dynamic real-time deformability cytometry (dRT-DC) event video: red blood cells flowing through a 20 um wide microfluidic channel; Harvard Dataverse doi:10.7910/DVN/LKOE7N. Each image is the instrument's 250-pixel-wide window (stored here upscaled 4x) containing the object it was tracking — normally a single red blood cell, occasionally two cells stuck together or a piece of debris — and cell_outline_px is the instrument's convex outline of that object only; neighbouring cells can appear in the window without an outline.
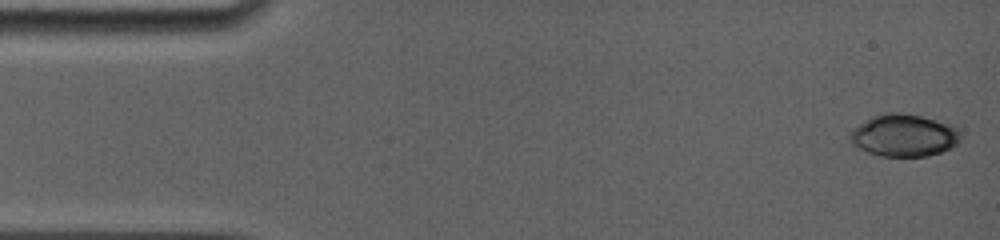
{"species": "common noctule bat (a hibernating species)", "species_latin": "Nyctalus noctula", "temperature_condition": "room temperature", "stored_images_in_passage": 65, "camera_frame_rate_fps": 5000, "um_per_image_px": 0.085, "animal": {"sex": "female", "body_mass_g": 19.0, "forearm_length_mm": 56.7}, "frame": {"image": 1, "passage_image": 1, "time_ms": 0.0, "image_size_px": [1000, 240], "cell_outline_px": [[960, 140], [956, 144], [940, 152], [928, 156], [880, 156], [868, 152], [852, 144], [848, 140], [848, 136], [860, 124], [872, 116], [888, 112], [896, 112], [920, 116], [956, 128], [960, 136]], "centroid_in_image_um": [76.78, 11.52], "position_along_channel_um": 8.2, "area_um2": 26.59}}
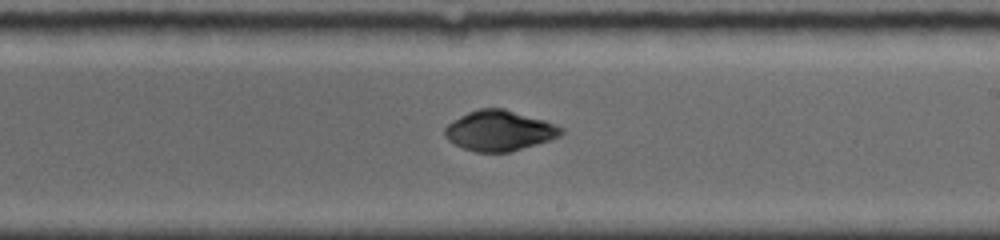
{"frame": {"image": 2, "passage_image": 34, "time_ms": 9.2, "image_size_px": [1000, 240], "cell_outline_px": [[564, 132], [560, 136], [548, 140], [508, 152], [476, 152], [464, 148], [448, 140], [444, 136], [444, 128], [452, 120], [468, 112], [480, 108], [504, 108], [544, 120], [564, 128]], "centroid_in_image_um": [42.42, 11.09], "position_along_channel_um": 246.6, "area_um2": 27.11}}
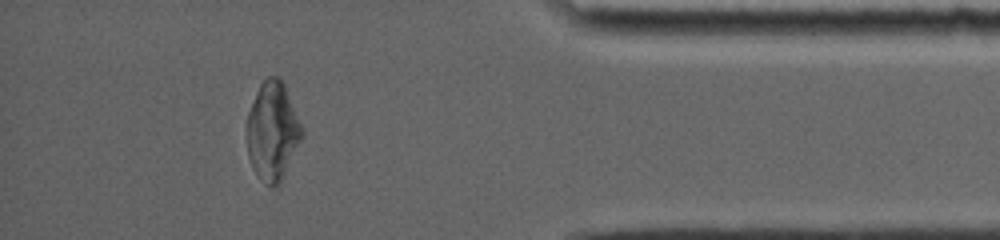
{"frame": {"image": 3, "passage_image": 65, "time_ms": 14.0, "image_size_px": [1000, 240], "cell_outline_px": [[304, 132], [280, 180], [276, 184], [268, 184], [260, 180], [256, 176], [252, 168], [248, 156], [248, 112], [256, 92], [260, 84], [268, 76], [276, 76], [284, 84], [304, 128]], "centroid_in_image_um": [23.16, 11.1], "position_along_channel_um": 412.0, "area_um2": 30.87}, "authors_computed_cell_mechanics": {"area_um2": 27.1082, "velocity_mm_per_s": 3.8948, "shape_relaxation_time_tau1_ms": 9.0013, "shape_relaxation_time_tau2_ms": 2.9468, "deformation_change_tau1": 0.2345, "deformation_change_tau2": 0.0347}}